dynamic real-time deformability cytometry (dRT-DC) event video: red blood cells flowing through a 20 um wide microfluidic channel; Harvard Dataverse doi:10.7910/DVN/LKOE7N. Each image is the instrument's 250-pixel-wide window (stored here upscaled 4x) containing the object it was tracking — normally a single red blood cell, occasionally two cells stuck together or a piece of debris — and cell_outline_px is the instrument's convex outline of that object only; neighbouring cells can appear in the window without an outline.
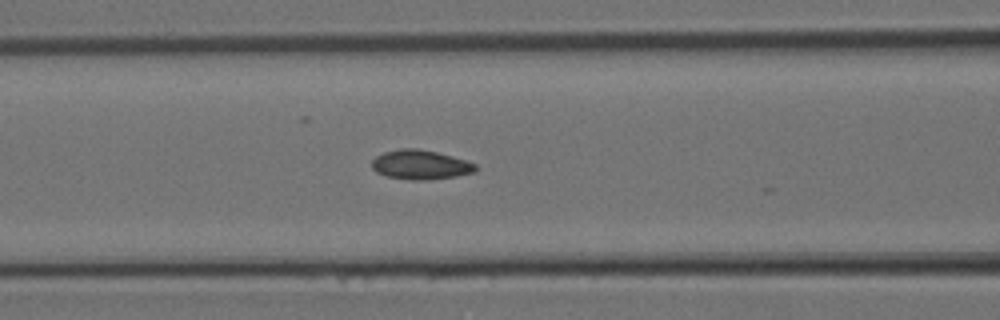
{"species": "Egyptian fruit bat (a non-hibernating species)", "species_latin": "Rousettus aegyptiacus", "temperature_condition": "room temperature", "stored_images_in_passage": 8, "camera_frame_rate_fps": 3000, "um_per_image_px": 0.085, "animal": {"sex": "female"}, "frame": {"image": 1, "passage_image": 6, "time_ms": 1.667, "image_size_px": [1000, 320], "cell_outline_px": [[476, 168], [472, 172], [456, 176], [428, 180], [412, 180], [388, 176], [376, 172], [372, 168], [372, 160], [376, 156], [384, 152], [400, 148], [416, 148], [436, 152], [452, 156], [476, 164]], "centroid_in_image_um": [35.7, 14.0], "position_along_channel_um": 130.9, "area_um2": 17.57}}